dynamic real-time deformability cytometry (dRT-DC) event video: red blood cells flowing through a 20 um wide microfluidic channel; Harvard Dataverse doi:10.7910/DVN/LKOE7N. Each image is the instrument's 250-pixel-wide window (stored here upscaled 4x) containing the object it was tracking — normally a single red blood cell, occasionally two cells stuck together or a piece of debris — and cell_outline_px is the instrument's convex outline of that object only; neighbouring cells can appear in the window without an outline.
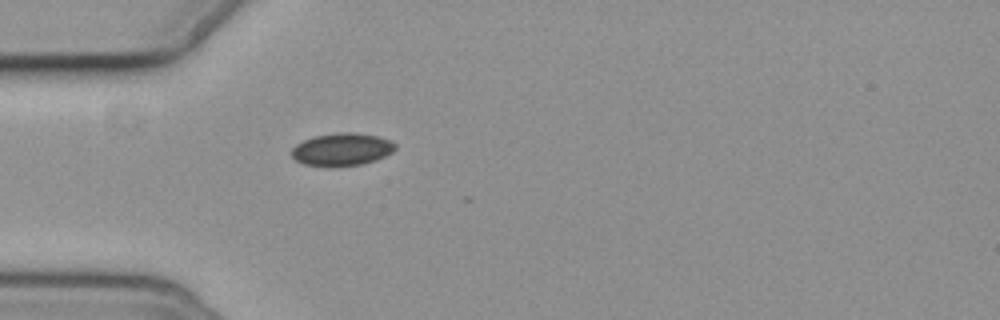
{"species": "common noctule bat (a hibernating species)", "species_latin": "Nyctalus noctula", "temperature_condition": "cold", "stored_images_in_passage": 1, "camera_frame_rate_fps": 3000, "um_per_image_px": 0.085, "animal": {"sex": "female", "body_mass_g": 19.3, "forearm_length_mm": 54.1}, "frame": {"image": 1, "passage_image": 1, "time_ms": 0.0, "image_size_px": [1000, 320], "cell_outline_px": [[396, 148], [392, 152], [376, 160], [360, 164], [332, 168], [328, 168], [304, 164], [296, 160], [292, 156], [292, 148], [296, 144], [304, 140], [316, 136], [336, 132], [356, 132], [380, 136], [392, 140], [396, 144]], "centroid_in_image_um": [29.08, 12.7], "position_along_channel_um": 55.9, "area_um2": 20.11}}